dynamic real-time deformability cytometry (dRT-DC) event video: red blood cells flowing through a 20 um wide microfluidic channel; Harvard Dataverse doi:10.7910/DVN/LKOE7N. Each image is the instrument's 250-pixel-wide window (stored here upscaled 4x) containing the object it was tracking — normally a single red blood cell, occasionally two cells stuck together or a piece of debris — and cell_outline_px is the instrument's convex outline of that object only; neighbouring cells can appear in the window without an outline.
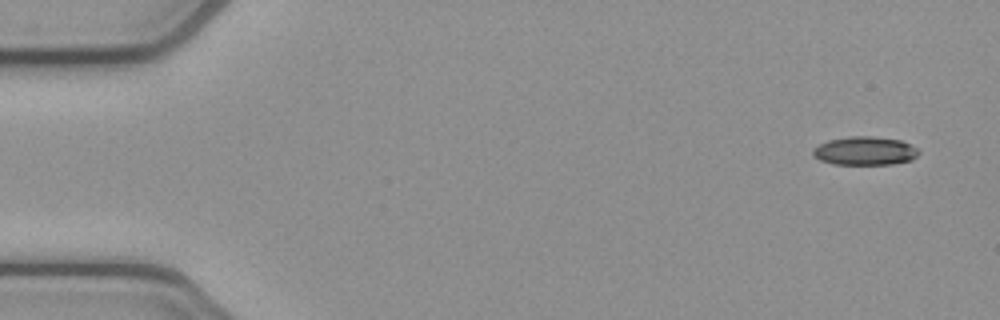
{"species": "common noctule bat (a hibernating species)", "species_latin": "Nyctalus noctula", "temperature_condition": "cold", "stored_images_in_passage": 51, "camera_frame_rate_fps": 3000, "um_per_image_px": 0.085, "animal": {"sex": "female", "body_mass_g": 21.9}, "frame": {"image": 1, "passage_image": 1, "time_ms": 0.0, "image_size_px": [1000, 320], "cell_outline_px": [[920, 152], [912, 160], [892, 164], [832, 164], [820, 160], [812, 156], [812, 148], [828, 140], [848, 136], [872, 136], [900, 140], [916, 148]], "centroid_in_image_um": [73.47, 12.82], "position_along_channel_um": 11.5, "area_um2": 17.63}}
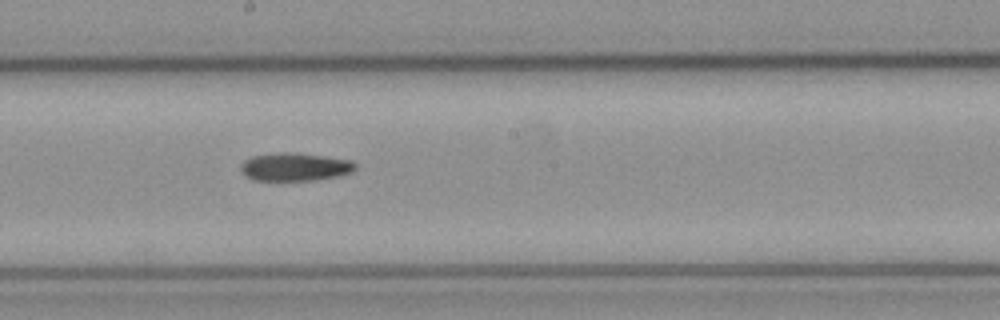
{"frame": {"image": 2, "passage_image": 27, "time_ms": 8.667, "image_size_px": [1000, 320], "cell_outline_px": [[356, 168], [352, 172], [340, 176], [316, 180], [252, 180], [244, 176], [240, 172], [240, 164], [244, 160], [252, 156], [284, 152], [292, 152], [324, 156], [352, 160], [356, 164]], "centroid_in_image_um": [25.05, 14.19], "position_along_channel_um": 223.1, "area_um2": 18.96}}
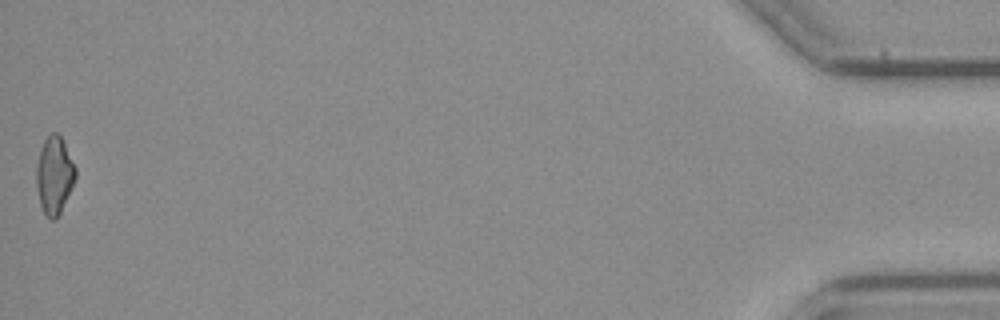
{"frame": {"image": 3, "passage_image": 51, "time_ms": 16.667, "image_size_px": [1000, 320], "cell_outline_px": [[76, 176], [60, 212], [56, 220], [52, 220], [44, 216], [40, 204], [36, 188], [36, 164], [44, 140], [52, 132], [56, 132], [60, 136], [76, 168]], "centroid_in_image_um": [4.59, 14.93], "position_along_channel_um": 430.6, "area_um2": 17.46}}